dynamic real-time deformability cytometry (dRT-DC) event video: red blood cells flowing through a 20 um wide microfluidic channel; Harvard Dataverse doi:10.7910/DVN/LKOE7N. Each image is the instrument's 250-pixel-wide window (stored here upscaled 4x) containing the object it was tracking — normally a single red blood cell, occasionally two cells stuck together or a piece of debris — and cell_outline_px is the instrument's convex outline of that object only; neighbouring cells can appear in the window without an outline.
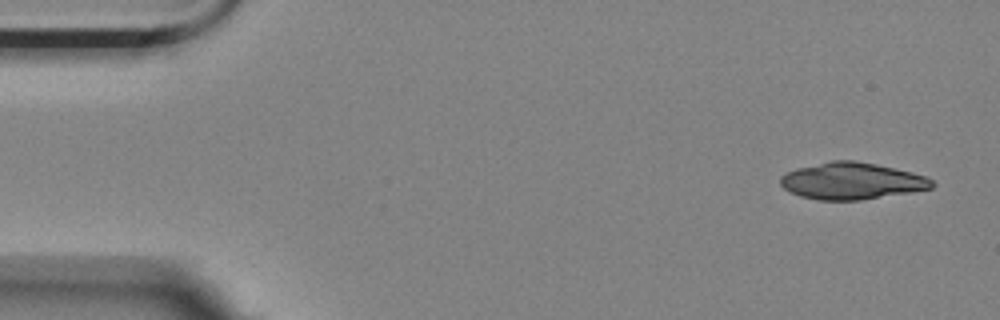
{"species": "Egyptian fruit bat (a non-hibernating species)", "species_latin": "Rousettus aegyptiacus", "temperature_condition": "room temperature", "stored_images_in_passage": 3, "camera_frame_rate_fps": 3000, "um_per_image_px": 0.085, "animal": {"sex": "female"}, "frame": {"image": 1, "passage_image": 1, "time_ms": 0.0, "image_size_px": [1000, 320], "cell_outline_px": [[936, 184], [932, 188], [912, 192], [860, 200], [820, 200], [800, 196], [784, 188], [780, 184], [780, 176], [796, 168], [832, 160], [856, 160], [876, 164], [912, 172], [924, 176], [932, 180]], "centroid_in_image_um": [72.41, 15.38], "position_along_channel_um": 12.6, "area_um2": 32.43}}